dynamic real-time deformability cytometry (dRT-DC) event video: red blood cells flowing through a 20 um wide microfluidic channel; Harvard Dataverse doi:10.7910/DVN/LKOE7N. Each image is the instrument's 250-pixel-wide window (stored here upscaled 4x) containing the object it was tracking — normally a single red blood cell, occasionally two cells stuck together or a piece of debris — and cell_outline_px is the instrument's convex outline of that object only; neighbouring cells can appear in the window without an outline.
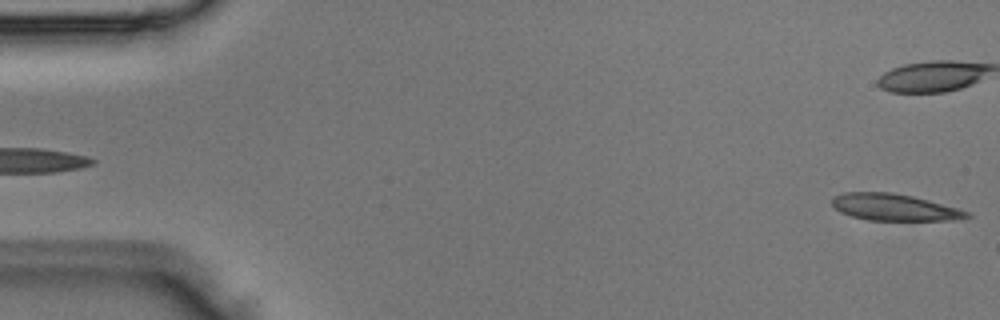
{"species": "Egyptian fruit bat (a non-hibernating species)", "species_latin": "Rousettus aegyptiacus", "temperature_condition": "room temperature", "stored_images_in_passage": 3, "segment_of_instrument_passage": [2, 2], "camera_frame_rate_fps": 3000, "um_per_image_px": 0.085, "animal": {"sex": "male"}, "frame": {"image": 1, "passage_image": 3, "time_ms": 0.667, "image_size_px": [1000, 320], "cell_outline_px": [[972, 216], [960, 220], [868, 220], [852, 216], [840, 212], [832, 204], [832, 196], [844, 192], [892, 192], [912, 196], [928, 200], [956, 208], [968, 212]], "centroid_in_image_um": [75.99, 17.61], "position_along_channel_um": 9.0, "area_um2": 20.92}}